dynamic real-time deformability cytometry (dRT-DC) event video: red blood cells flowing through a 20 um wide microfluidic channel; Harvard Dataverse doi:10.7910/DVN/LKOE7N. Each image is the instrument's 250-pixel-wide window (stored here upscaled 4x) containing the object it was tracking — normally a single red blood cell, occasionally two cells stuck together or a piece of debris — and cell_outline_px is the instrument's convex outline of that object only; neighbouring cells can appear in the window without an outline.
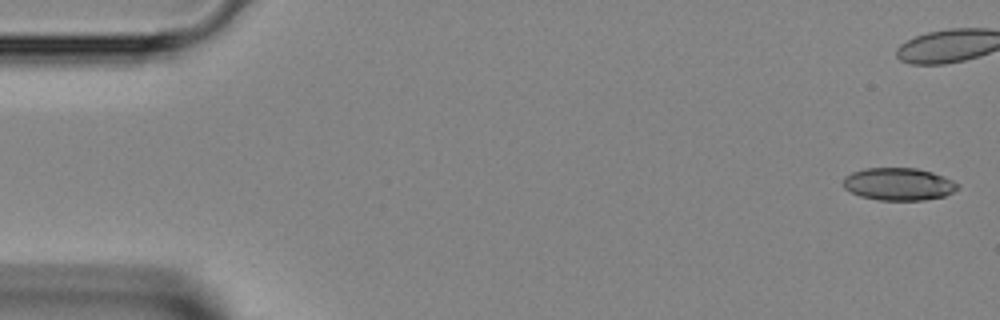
{"species": "Egyptian fruit bat (a non-hibernating species)", "species_latin": "Rousettus aegyptiacus", "temperature_condition": "room temperature", "stored_images_in_passage": 36, "camera_frame_rate_fps": 3000, "um_per_image_px": 0.085, "animal": {"sex": "female"}, "frame": {"image": 1, "passage_image": 1, "time_ms": 0.0, "image_size_px": [1000, 320], "cell_outline_px": [[960, 188], [944, 196], [924, 200], [880, 200], [860, 196], [844, 188], [844, 176], [852, 172], [864, 168], [916, 168], [932, 172], [952, 180], [960, 184]], "centroid_in_image_um": [76.39, 15.64], "position_along_channel_um": 8.6, "area_um2": 21.68}}